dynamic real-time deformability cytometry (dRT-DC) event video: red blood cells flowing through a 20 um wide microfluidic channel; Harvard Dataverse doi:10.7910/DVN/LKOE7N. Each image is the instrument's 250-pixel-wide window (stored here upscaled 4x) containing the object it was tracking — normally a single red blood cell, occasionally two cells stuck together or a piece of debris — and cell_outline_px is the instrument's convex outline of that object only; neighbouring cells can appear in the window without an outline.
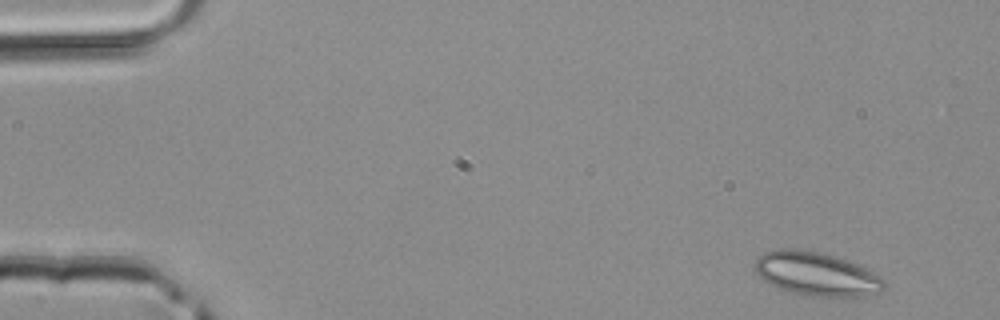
{"species": "common noctule bat (a hibernating species)", "species_latin": "Nyctalus noctula", "temperature_condition": "room temperature", "stored_images_in_passage": 2, "camera_frame_rate_fps": 3000, "um_per_image_px": 0.085, "animal": {"sex": "male", "body_mass_g": 20.4}, "frame": {"image": 1, "passage_image": 2, "time_ms": 0.333, "image_size_px": [1000, 320], "cell_outline_px": [[884, 288], [880, 292], [860, 296], [812, 296], [788, 292], [764, 280], [752, 268], [756, 260], [764, 252], [780, 248], [792, 248], [820, 252], [856, 264], [880, 276], [884, 280]], "centroid_in_image_um": [69.35, 23.28], "position_along_channel_um": 15.6, "area_um2": 32.48}}